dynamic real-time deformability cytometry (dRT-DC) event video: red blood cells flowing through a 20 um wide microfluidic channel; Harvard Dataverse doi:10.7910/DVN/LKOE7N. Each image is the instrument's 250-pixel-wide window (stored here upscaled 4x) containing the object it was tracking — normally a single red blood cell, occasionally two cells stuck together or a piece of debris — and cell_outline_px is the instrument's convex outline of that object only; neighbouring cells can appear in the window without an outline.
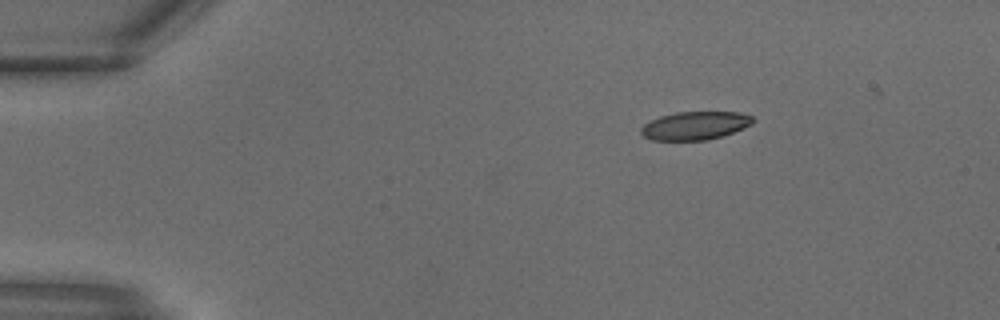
{"species": "common noctule bat (a hibernating species)", "species_latin": "Nyctalus noctula", "temperature_condition": "warm", "stored_images_in_passage": 26, "camera_frame_rate_fps": 3000, "um_per_image_px": 0.085, "animal": {"sex": "male", "body_mass_g": 18.8}, "frame": {"image": 1, "passage_image": 1, "time_ms": 0.0, "image_size_px": [1000, 320], "cell_outline_px": [[756, 120], [752, 124], [724, 136], [708, 140], [652, 140], [644, 136], [640, 132], [640, 128], [644, 124], [660, 116], [676, 112], [740, 112], [752, 116]], "centroid_in_image_um": [59.1, 10.68], "position_along_channel_um": 25.9, "area_um2": 18.5}}
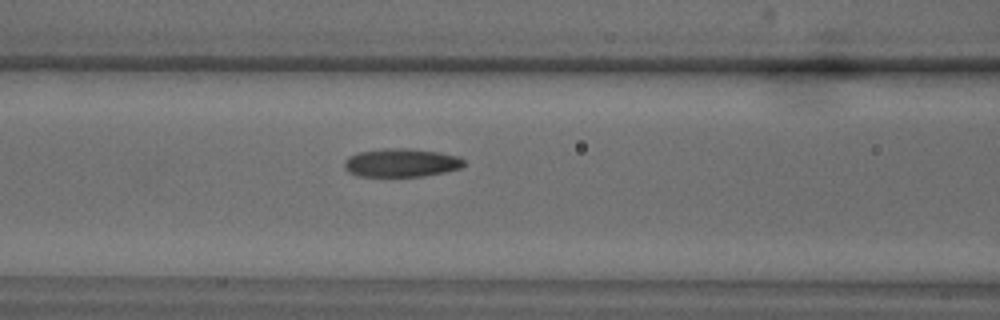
{"frame": {"image": 2, "passage_image": 9, "time_ms": 2.667, "image_size_px": [1000, 320], "cell_outline_px": [[464, 164], [460, 168], [444, 172], [424, 176], [356, 176], [348, 172], [344, 168], [344, 160], [348, 156], [356, 152], [384, 148], [408, 148], [440, 152], [460, 156], [464, 160]], "centroid_in_image_um": [34.07, 13.82], "position_along_channel_um": 132.5, "area_um2": 20.06}}
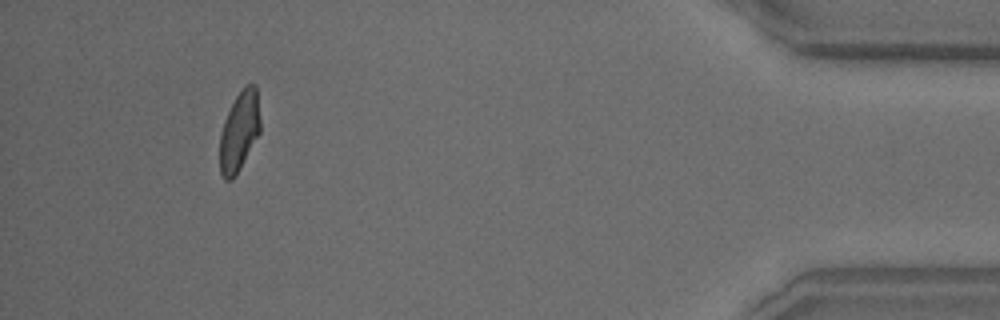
{"frame": {"image": 3, "passage_image": 24, "time_ms": 7.667, "image_size_px": [1000, 320], "cell_outline_px": [[260, 132], [236, 176], [232, 180], [224, 180], [220, 172], [220, 132], [224, 120], [236, 96], [244, 84], [256, 84], [260, 120]], "centroid_in_image_um": [20.34, 11.16], "position_along_channel_um": 414.9, "area_um2": 18.9}}